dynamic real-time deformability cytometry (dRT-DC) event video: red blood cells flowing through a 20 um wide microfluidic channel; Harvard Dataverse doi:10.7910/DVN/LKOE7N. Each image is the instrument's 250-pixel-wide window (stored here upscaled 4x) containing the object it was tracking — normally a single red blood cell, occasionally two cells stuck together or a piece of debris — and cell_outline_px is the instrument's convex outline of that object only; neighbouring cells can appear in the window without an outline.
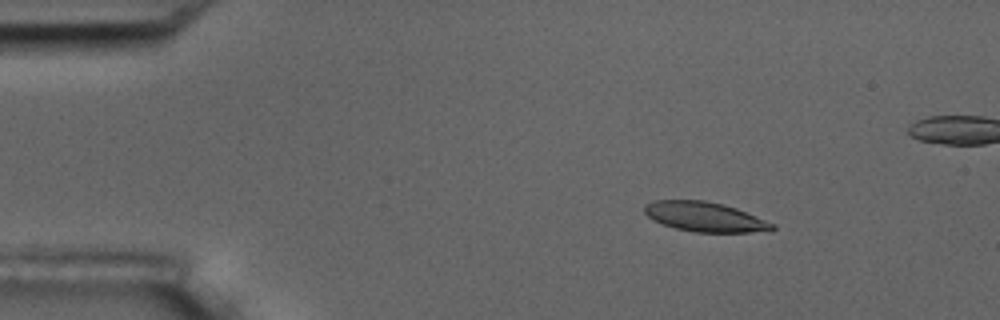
{"species": "common noctule bat (a hibernating species)", "species_latin": "Nyctalus noctula", "temperature_condition": "room temperature", "stored_images_in_passage": 5, "camera_frame_rate_fps": 3000, "um_per_image_px": 0.085, "animal": {"sex": "male", "body_mass_g": 17.5, "forearm_length_mm": 52.3}, "frame": {"image": 1, "passage_image": 2, "time_ms": 0.333, "image_size_px": [1000, 320], "cell_outline_px": [[776, 228], [748, 232], [696, 232], [676, 228], [652, 220], [644, 212], [644, 204], [652, 200], [704, 200], [724, 204], [736, 208], [776, 224]], "centroid_in_image_um": [59.87, 18.41], "position_along_channel_um": 25.1, "area_um2": 21.96}}